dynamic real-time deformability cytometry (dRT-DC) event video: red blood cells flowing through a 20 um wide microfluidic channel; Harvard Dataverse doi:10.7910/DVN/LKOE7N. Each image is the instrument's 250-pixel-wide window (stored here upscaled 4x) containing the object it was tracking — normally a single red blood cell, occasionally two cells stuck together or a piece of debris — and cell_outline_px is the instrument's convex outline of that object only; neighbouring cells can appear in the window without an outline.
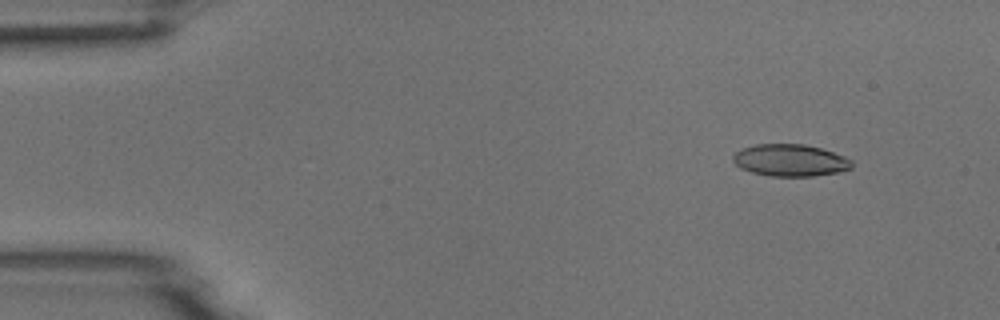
{"species": "common noctule bat (a hibernating species)", "species_latin": "Nyctalus noctula", "temperature_condition": "room temperature", "stored_images_in_passage": 53, "camera_frame_rate_fps": 3000, "um_per_image_px": 0.085, "animal": {"sex": "male", "body_mass_g": 18.8}, "frame": {"image": 1, "passage_image": 6, "time_ms": 1.667, "image_size_px": [1000, 320], "cell_outline_px": [[852, 168], [840, 172], [812, 176], [768, 176], [752, 172], [740, 168], [732, 160], [732, 156], [736, 152], [744, 148], [756, 144], [804, 144], [820, 148], [844, 156], [852, 160]], "centroid_in_image_um": [67.17, 13.63], "position_along_channel_um": 17.8, "area_um2": 22.14}}
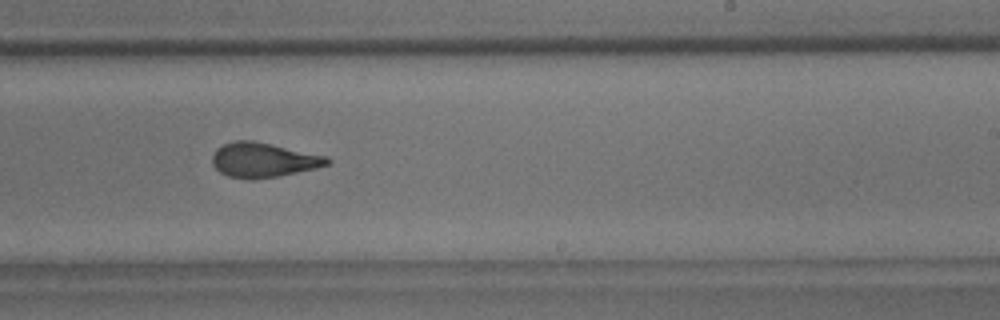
{"frame": {"image": 2, "passage_image": 33, "time_ms": 10.667, "image_size_px": [1000, 320], "cell_outline_px": [[332, 160], [328, 164], [316, 168], [280, 176], [252, 180], [228, 176], [220, 172], [212, 164], [212, 156], [216, 148], [224, 144], [236, 140], [252, 140], [328, 156]], "centroid_in_image_um": [22.38, 13.6], "position_along_channel_um": 266.6, "area_um2": 23.29}}
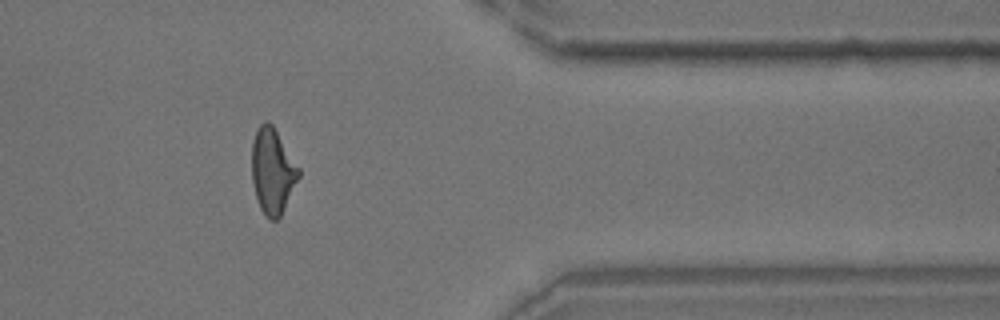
{"frame": {"image": 3, "passage_image": 44, "time_ms": 14.333, "image_size_px": [1000, 320], "cell_outline_px": [[300, 176], [280, 216], [276, 220], [268, 220], [264, 216], [260, 208], [256, 196], [252, 180], [252, 140], [260, 124], [264, 120], [268, 120], [272, 124], [300, 168]], "centroid_in_image_um": [23.16, 14.53], "position_along_channel_um": 388.2, "area_um2": 23.35}}